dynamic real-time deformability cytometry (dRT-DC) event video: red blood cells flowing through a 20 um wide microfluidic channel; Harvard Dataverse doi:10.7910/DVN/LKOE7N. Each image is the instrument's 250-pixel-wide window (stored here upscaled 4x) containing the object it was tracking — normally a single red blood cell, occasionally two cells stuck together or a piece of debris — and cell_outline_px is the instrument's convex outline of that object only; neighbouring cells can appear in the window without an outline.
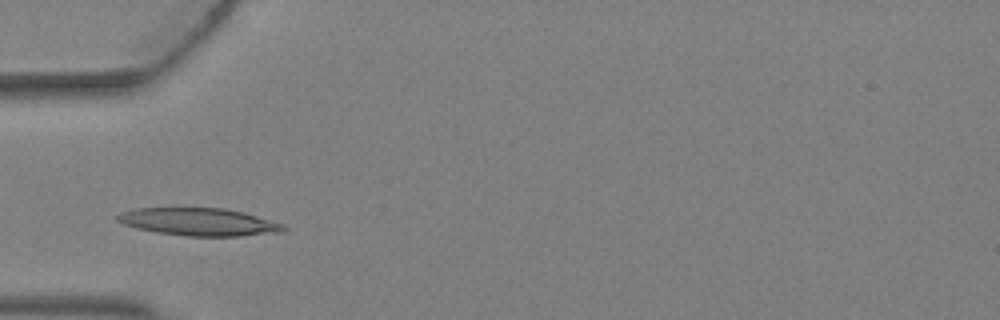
{"species": "Egyptian fruit bat (a non-hibernating species)", "species_latin": "Rousettus aegyptiacus", "temperature_condition": "warm", "stored_images_in_passage": 3, "camera_frame_rate_fps": 3000, "um_per_image_px": 0.085, "animal": {"sex": "female"}, "frame": {"image": 1, "passage_image": 2, "time_ms": 0.333, "image_size_px": [1000, 320], "cell_outline_px": [[288, 228], [284, 232], [240, 236], [184, 236], [156, 232], [136, 228], [124, 224], [116, 220], [116, 216], [120, 212], [132, 208], [224, 208], [244, 212], [284, 224]], "centroid_in_image_um": [16.92, 18.86], "position_along_channel_um": 68.1, "area_um2": 26.99}}
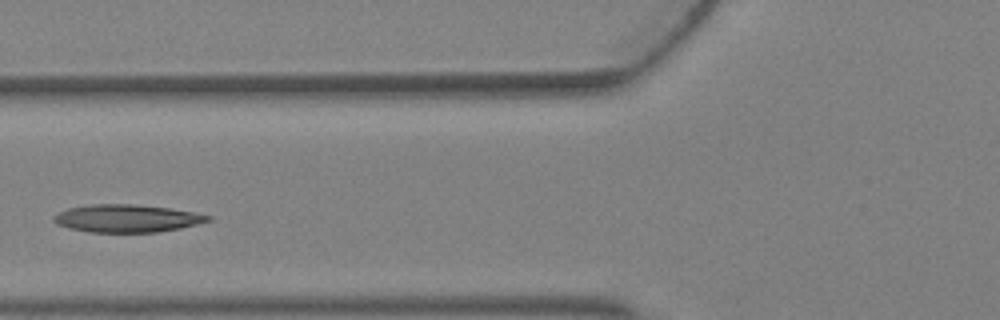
{"frame": {"image": 2, "passage_image": 3, "time_ms": 0.667, "image_size_px": [1000, 320], "cell_outline_px": [[212, 220], [180, 228], [160, 232], [88, 232], [68, 228], [56, 224], [52, 220], [52, 216], [68, 208], [92, 204], [132, 204], [172, 208], [212, 216]], "centroid_in_image_um": [10.76, 18.56], "position_along_channel_um": 115.0, "area_um2": 24.97}}